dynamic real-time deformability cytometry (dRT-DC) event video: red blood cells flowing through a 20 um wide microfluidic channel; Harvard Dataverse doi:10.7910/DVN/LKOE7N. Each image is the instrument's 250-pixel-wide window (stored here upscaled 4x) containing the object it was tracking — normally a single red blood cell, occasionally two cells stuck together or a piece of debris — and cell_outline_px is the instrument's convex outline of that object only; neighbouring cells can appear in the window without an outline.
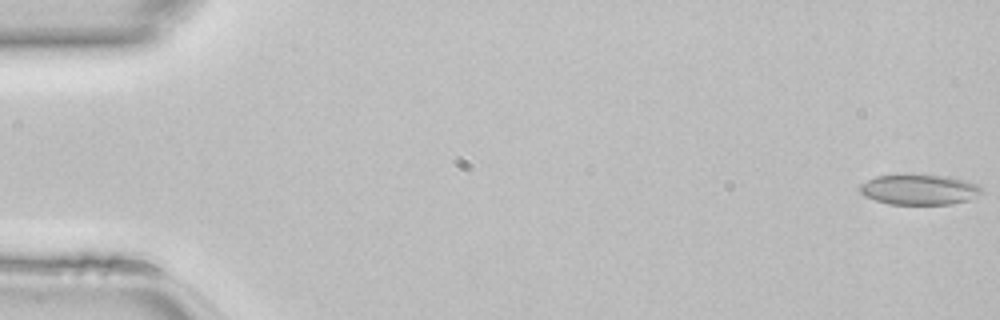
{"species": "common noctule bat (a hibernating species)", "species_latin": "Nyctalus noctula", "temperature_condition": "room temperature", "stored_images_in_passage": 48, "camera_frame_rate_fps": 3000, "um_per_image_px": 0.085, "animal": {"sex": "female", "body_mass_g": 22.7, "forearm_length_mm": 54.2}, "frame": {"image": 1, "passage_image": 1, "time_ms": 0.0, "image_size_px": [1000, 320], "cell_outline_px": [[984, 192], [968, 200], [952, 204], [888, 204], [864, 196], [860, 192], [860, 184], [876, 176], [948, 176], [964, 180], [976, 184], [984, 188]], "centroid_in_image_um": [78.17, 16.14], "position_along_channel_um": 6.8, "area_um2": 21.15}}
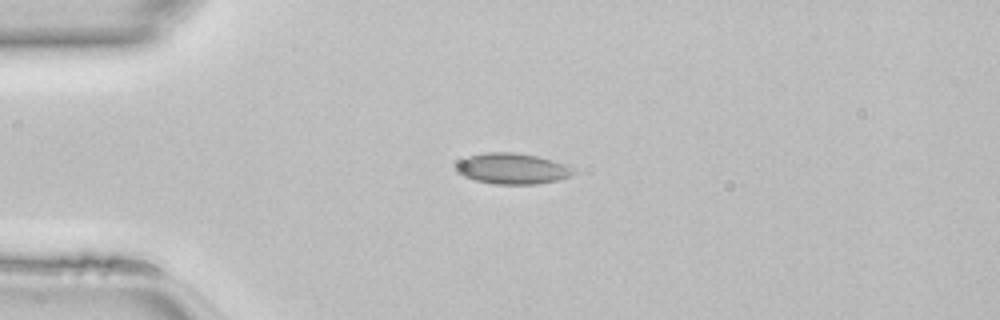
{"frame": {"image": 2, "passage_image": 12, "time_ms": 3.667, "image_size_px": [1000, 320], "cell_outline_px": [[572, 172], [568, 176], [556, 180], [536, 184], [496, 184], [476, 180], [464, 176], [456, 172], [452, 168], [460, 160], [468, 156], [488, 152], [512, 152], [536, 156], [564, 164], [572, 168]], "centroid_in_image_um": [43.44, 14.33], "position_along_channel_um": 41.6, "area_um2": 20.75}}
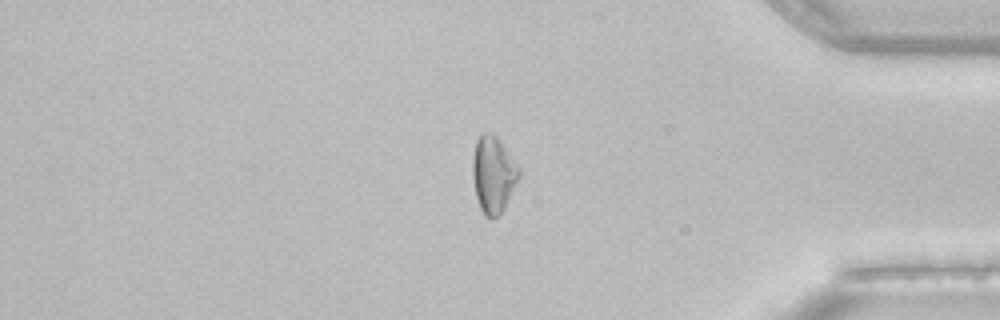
{"frame": {"image": 3, "passage_image": 40, "time_ms": 13.0, "image_size_px": [1000, 320], "cell_outline_px": [[520, 176], [504, 208], [492, 220], [484, 216], [480, 208], [476, 196], [472, 180], [472, 160], [476, 140], [484, 132], [492, 132], [496, 136], [520, 168]], "centroid_in_image_um": [41.91, 14.83], "position_along_channel_um": 393.3, "area_um2": 20.69}}